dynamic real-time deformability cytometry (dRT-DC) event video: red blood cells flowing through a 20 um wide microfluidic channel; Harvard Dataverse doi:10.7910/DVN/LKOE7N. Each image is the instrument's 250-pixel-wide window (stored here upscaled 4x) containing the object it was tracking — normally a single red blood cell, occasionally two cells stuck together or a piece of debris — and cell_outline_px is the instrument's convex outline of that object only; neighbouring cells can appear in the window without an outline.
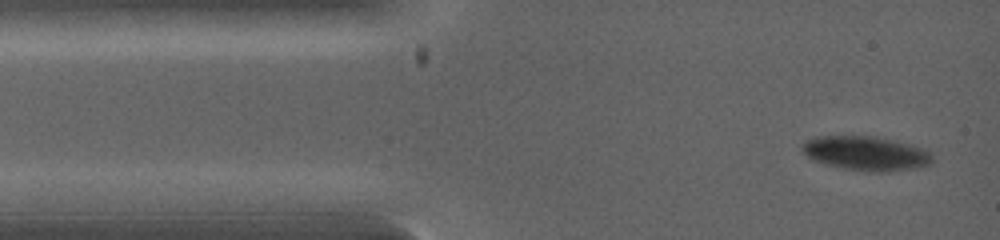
{"species": "common noctule bat (a hibernating species)", "species_latin": "Nyctalus noctula", "temperature_condition": "warm", "stored_images_in_passage": 2, "camera_frame_rate_fps": 5000, "um_per_image_px": 0.085, "animal": {"sex": "female", "body_mass_g": 19.0, "forearm_length_mm": 53.3}, "frame": {"image": 1, "passage_image": 2, "time_ms": 0.8, "image_size_px": [1000, 240], "cell_outline_px": [[932, 164], [916, 168], [888, 172], [876, 172], [844, 168], [824, 164], [812, 160], [800, 152], [800, 144], [804, 140], [816, 136], [872, 136], [896, 140], [912, 144], [924, 148], [932, 156]], "centroid_in_image_um": [73.57, 13.02], "position_along_channel_um": 11.4, "area_um2": 26.47}}